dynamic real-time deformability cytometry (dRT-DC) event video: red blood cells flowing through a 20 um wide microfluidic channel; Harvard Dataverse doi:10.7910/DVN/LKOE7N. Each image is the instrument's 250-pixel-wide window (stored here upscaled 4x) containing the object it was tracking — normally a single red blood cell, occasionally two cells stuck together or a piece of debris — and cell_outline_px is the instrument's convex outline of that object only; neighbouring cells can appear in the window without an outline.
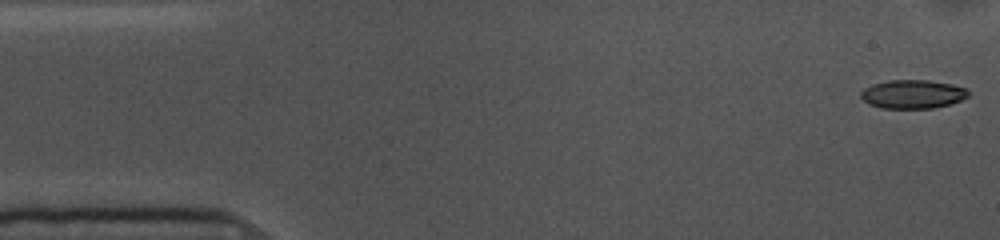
{"species": "common noctule bat (a hibernating species)", "species_latin": "Nyctalus noctula", "temperature_condition": "cold", "stored_images_in_passage": 54, "camera_frame_rate_fps": 3000, "um_per_image_px": 0.085, "animal": {"sex": "female", "body_mass_g": 10.0, "forearm_length_mm": 53.1}, "frame": {"image": 1, "passage_image": 1, "time_ms": 0.0, "image_size_px": [1000, 240], "cell_outline_px": [[968, 96], [960, 100], [948, 104], [932, 108], [880, 108], [868, 104], [860, 96], [860, 92], [864, 88], [872, 84], [888, 80], [928, 80], [952, 84], [968, 88]], "centroid_in_image_um": [77.55, 7.99], "position_along_channel_um": 7.4, "area_um2": 17.98}}
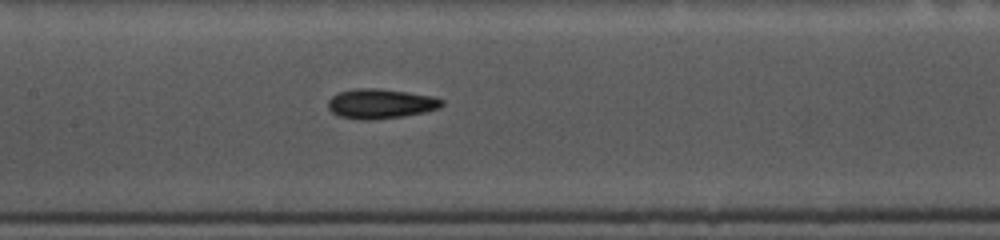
{"frame": {"image": 2, "passage_image": 24, "time_ms": 7.667, "image_size_px": [1000, 240], "cell_outline_px": [[444, 104], [440, 108], [424, 112], [404, 116], [372, 120], [360, 120], [340, 116], [332, 112], [328, 108], [328, 100], [332, 96], [340, 92], [356, 88], [376, 88], [408, 92], [432, 96], [444, 100]], "centroid_in_image_um": [32.36, 8.82], "position_along_channel_um": 175.0, "area_um2": 19.77}}
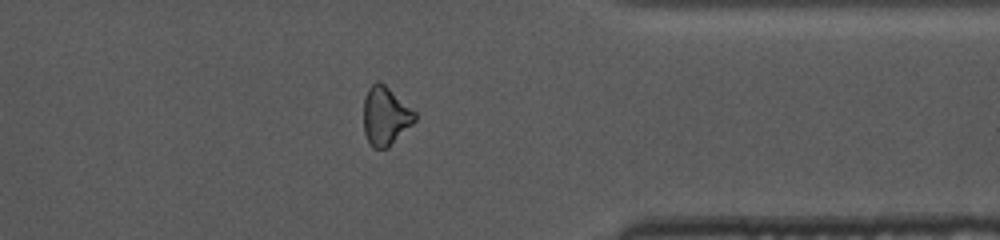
{"frame": {"image": 3, "passage_image": 42, "time_ms": 13.667, "image_size_px": [1000, 240], "cell_outline_px": [[416, 120], [388, 148], [372, 148], [368, 144], [364, 132], [364, 100], [368, 88], [376, 80], [380, 80], [416, 112]], "centroid_in_image_um": [32.75, 9.86], "position_along_channel_um": 378.7, "area_um2": 17.57}, "authors_computed_cell_mechanics": {"area_um2": 18.5249, "velocity_mm_per_s": 3.6085, "shape_relaxation_time_tau1_ms": 3.6139, "shape_relaxation_time_tau2_ms": 9.2556, "deformation_change_tau1": 0.1108, "deformation_change_tau2": 0.1632}}